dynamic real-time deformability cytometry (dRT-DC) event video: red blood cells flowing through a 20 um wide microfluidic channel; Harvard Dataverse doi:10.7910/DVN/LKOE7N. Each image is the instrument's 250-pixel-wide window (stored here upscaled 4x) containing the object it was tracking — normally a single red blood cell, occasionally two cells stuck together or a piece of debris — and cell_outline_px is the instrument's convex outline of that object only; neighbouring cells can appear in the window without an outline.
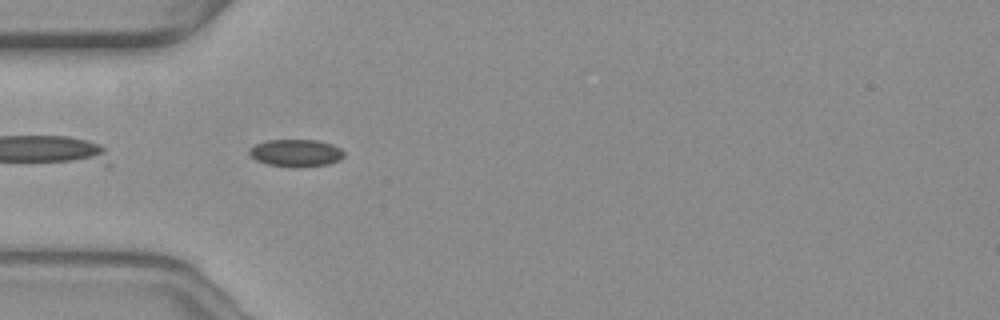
{"species": "common noctule bat (a hibernating species)", "species_latin": "Nyctalus noctula", "temperature_condition": "warm", "stored_images_in_passage": 28, "camera_frame_rate_fps": 3000, "um_per_image_px": 0.085, "animal": {"sex": "female", "body_mass_g": 19.3, "forearm_length_mm": 54.1}, "frame": {"image": 1, "passage_image": 2, "time_ms": 0.333, "image_size_px": [1000, 320], "cell_outline_px": [[344, 156], [340, 160], [328, 164], [300, 168], [296, 168], [268, 164], [256, 160], [248, 152], [248, 148], [264, 140], [316, 140], [332, 144], [340, 148], [344, 152]], "centroid_in_image_um": [25.15, 13.01], "position_along_channel_um": 59.8, "area_um2": 15.26}}
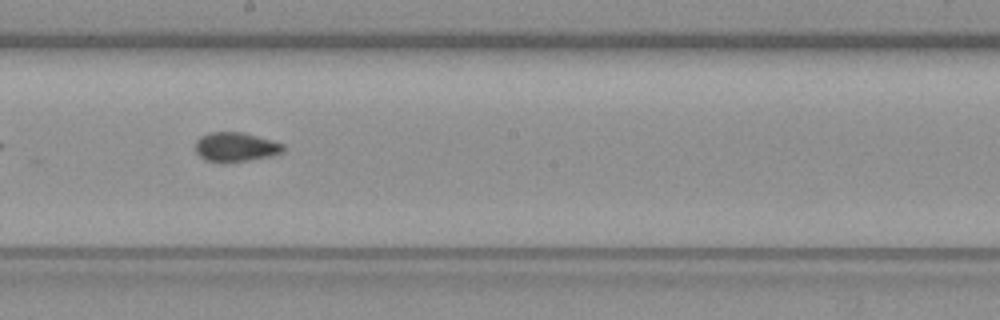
{"frame": {"image": 2, "passage_image": 16, "time_ms": 5.0, "image_size_px": [1000, 320], "cell_outline_px": [[284, 152], [272, 156], [224, 164], [204, 160], [196, 152], [196, 140], [200, 136], [208, 132], [244, 132], [272, 140], [284, 144]], "centroid_in_image_um": [20.02, 12.51], "position_along_channel_um": 228.2, "area_um2": 15.37}}
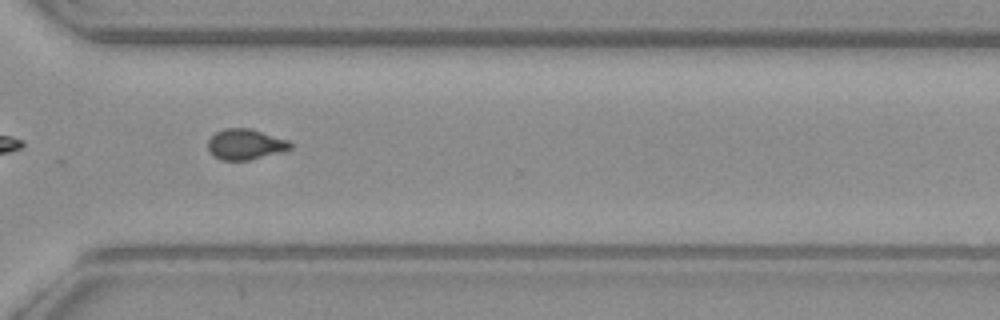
{"frame": {"image": 3, "passage_image": 26, "time_ms": 8.333, "image_size_px": [1000, 320], "cell_outline_px": [[292, 148], [280, 152], [248, 160], [220, 160], [212, 156], [208, 152], [208, 140], [216, 132], [224, 128], [252, 128], [288, 140], [292, 144]], "centroid_in_image_um": [20.83, 12.26], "position_along_channel_um": 349.8, "area_um2": 14.8}, "authors_computed_cell_mechanics": {"area_um2": 14.8835, "velocity_mm_per_s": 3.6481, "shape_relaxation_time_tau1_ms": null, "shape_relaxation_time_tau2_ms": 1.7216, "deformation_change_tau1": null, "deformation_change_tau2": 0.0511}}